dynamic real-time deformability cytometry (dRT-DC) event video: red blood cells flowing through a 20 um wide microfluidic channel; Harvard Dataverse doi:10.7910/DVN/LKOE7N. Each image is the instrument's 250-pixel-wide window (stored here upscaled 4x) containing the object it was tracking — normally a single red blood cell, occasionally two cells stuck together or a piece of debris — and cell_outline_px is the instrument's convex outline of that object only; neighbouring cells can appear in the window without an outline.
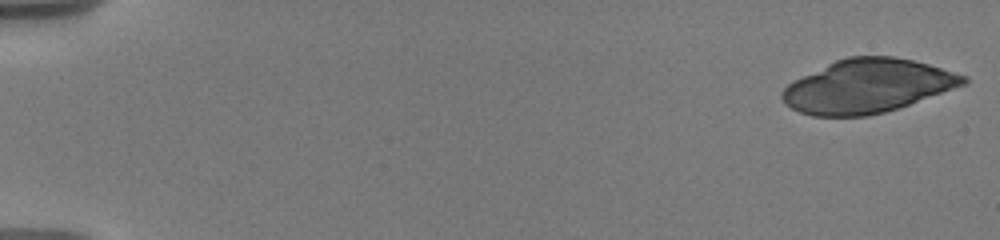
{"species": "human", "species_latin": "Homo sapiens", "temperature_condition": "warm", "stored_images_in_passage": 13, "camera_frame_rate_fps": 3000, "um_per_image_px": 0.085, "donor": {"sex": "male"}, "frame": {"image": 1, "passage_image": 1, "time_ms": 0.0, "image_size_px": [1000, 240], "cell_outline_px": [[968, 84], [884, 112], [868, 116], [812, 116], [800, 112], [784, 104], [780, 96], [780, 92], [792, 80], [836, 60], [848, 56], [892, 56], [912, 60], [928, 64], [968, 76]], "centroid_in_image_um": [73.71, 7.32], "position_along_channel_um": 11.3, "area_um2": 56.53}}